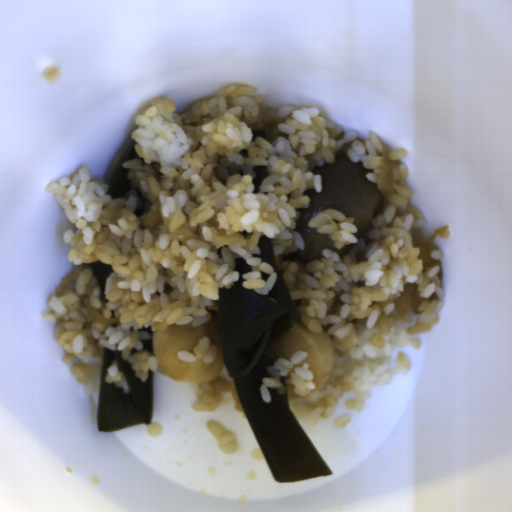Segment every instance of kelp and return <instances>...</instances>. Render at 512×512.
<instances>
[{
	"instance_id": "obj_1",
	"label": "kelp",
	"mask_w": 512,
	"mask_h": 512,
	"mask_svg": "<svg viewBox=\"0 0 512 512\" xmlns=\"http://www.w3.org/2000/svg\"><path fill=\"white\" fill-rule=\"evenodd\" d=\"M257 247L260 253L252 258L270 264L275 281L268 295L246 288L242 274L253 269L243 257L236 259L233 270L239 271L238 279L230 287L218 288L222 358L276 481L331 476V468L291 411L285 388L283 393L270 388L271 401H265L259 389L263 377L273 378L267 369L278 360L272 344L296 322L297 308L266 234L258 237Z\"/></svg>"
},
{
	"instance_id": "obj_2",
	"label": "kelp",
	"mask_w": 512,
	"mask_h": 512,
	"mask_svg": "<svg viewBox=\"0 0 512 512\" xmlns=\"http://www.w3.org/2000/svg\"><path fill=\"white\" fill-rule=\"evenodd\" d=\"M117 362L131 391L104 381L112 360ZM154 380L152 369L148 368V377L142 381L135 376L131 362H126L121 349L103 347L101 381L98 399L97 429L115 430L139 424H150L153 411Z\"/></svg>"
},
{
	"instance_id": "obj_3",
	"label": "kelp",
	"mask_w": 512,
	"mask_h": 512,
	"mask_svg": "<svg viewBox=\"0 0 512 512\" xmlns=\"http://www.w3.org/2000/svg\"><path fill=\"white\" fill-rule=\"evenodd\" d=\"M138 143L134 140L128 145L121 155L108 185L106 195L112 199L123 198L125 193H129L132 185L127 175L129 169L123 167V162H130L139 157L135 146Z\"/></svg>"
},
{
	"instance_id": "obj_4",
	"label": "kelp",
	"mask_w": 512,
	"mask_h": 512,
	"mask_svg": "<svg viewBox=\"0 0 512 512\" xmlns=\"http://www.w3.org/2000/svg\"><path fill=\"white\" fill-rule=\"evenodd\" d=\"M88 265L93 273L94 279L99 283L101 295H104L106 291L107 279L109 275L114 271L111 263H102L97 260L88 263Z\"/></svg>"
},
{
	"instance_id": "obj_5",
	"label": "kelp",
	"mask_w": 512,
	"mask_h": 512,
	"mask_svg": "<svg viewBox=\"0 0 512 512\" xmlns=\"http://www.w3.org/2000/svg\"><path fill=\"white\" fill-rule=\"evenodd\" d=\"M253 170L255 171V176L251 180L254 185L252 192L257 194L258 191L260 190V184H261L263 178L268 175V171L264 164L263 165H255Z\"/></svg>"
},
{
	"instance_id": "obj_6",
	"label": "kelp",
	"mask_w": 512,
	"mask_h": 512,
	"mask_svg": "<svg viewBox=\"0 0 512 512\" xmlns=\"http://www.w3.org/2000/svg\"><path fill=\"white\" fill-rule=\"evenodd\" d=\"M142 345H143V348H144V351H147V352H154V344H153V340H140Z\"/></svg>"
},
{
	"instance_id": "obj_7",
	"label": "kelp",
	"mask_w": 512,
	"mask_h": 512,
	"mask_svg": "<svg viewBox=\"0 0 512 512\" xmlns=\"http://www.w3.org/2000/svg\"><path fill=\"white\" fill-rule=\"evenodd\" d=\"M257 138H262L266 141L265 132H262L260 130H253L252 132V142L256 141Z\"/></svg>"
},
{
	"instance_id": "obj_8",
	"label": "kelp",
	"mask_w": 512,
	"mask_h": 512,
	"mask_svg": "<svg viewBox=\"0 0 512 512\" xmlns=\"http://www.w3.org/2000/svg\"><path fill=\"white\" fill-rule=\"evenodd\" d=\"M133 212L136 217H143L146 214V207L135 209Z\"/></svg>"
},
{
	"instance_id": "obj_9",
	"label": "kelp",
	"mask_w": 512,
	"mask_h": 512,
	"mask_svg": "<svg viewBox=\"0 0 512 512\" xmlns=\"http://www.w3.org/2000/svg\"><path fill=\"white\" fill-rule=\"evenodd\" d=\"M138 330H143V331H145L146 333H148L152 337V328H151L150 324L148 325V327H143V328L138 329Z\"/></svg>"
},
{
	"instance_id": "obj_10",
	"label": "kelp",
	"mask_w": 512,
	"mask_h": 512,
	"mask_svg": "<svg viewBox=\"0 0 512 512\" xmlns=\"http://www.w3.org/2000/svg\"><path fill=\"white\" fill-rule=\"evenodd\" d=\"M240 155L245 156L248 158V150H241Z\"/></svg>"
}]
</instances>
